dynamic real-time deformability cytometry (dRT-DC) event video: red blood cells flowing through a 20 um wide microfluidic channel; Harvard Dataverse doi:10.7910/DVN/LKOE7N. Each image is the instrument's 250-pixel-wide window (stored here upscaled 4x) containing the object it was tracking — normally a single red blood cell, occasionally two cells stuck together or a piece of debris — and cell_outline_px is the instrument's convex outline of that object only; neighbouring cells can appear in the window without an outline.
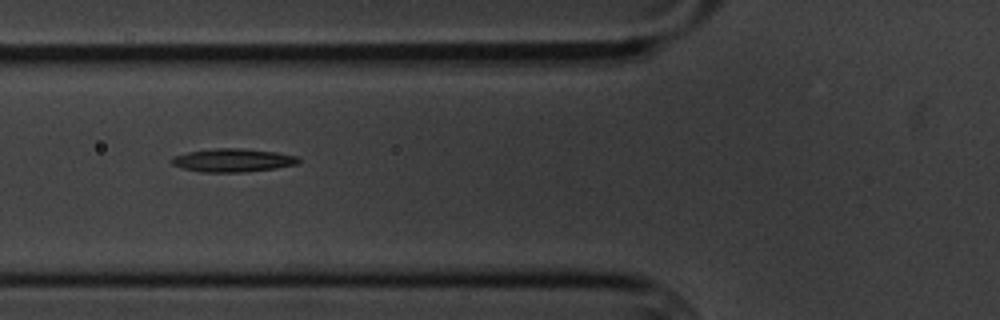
{"species": "common noctule bat (a hibernating species)", "species_latin": "Nyctalus noctula", "temperature_condition": "cold", "stored_images_in_passage": 10, "camera_frame_rate_fps": 3000, "um_per_image_px": 0.085, "animal": {"sex": "male", "body_mass_g": 20.1, "forearm_length_mm": 53.5}, "frame": {"image": 1, "passage_image": 5, "time_ms": 5.667, "image_size_px": [1000, 320], "cell_outline_px": [[300, 160], [296, 164], [276, 168], [244, 172], [200, 172], [184, 168], [172, 164], [168, 160], [172, 156], [188, 152], [216, 148], [240, 148], [276, 152], [296, 156]], "centroid_in_image_um": [19.74, 13.62], "position_along_channel_um": 106.1, "area_um2": 17.17}}
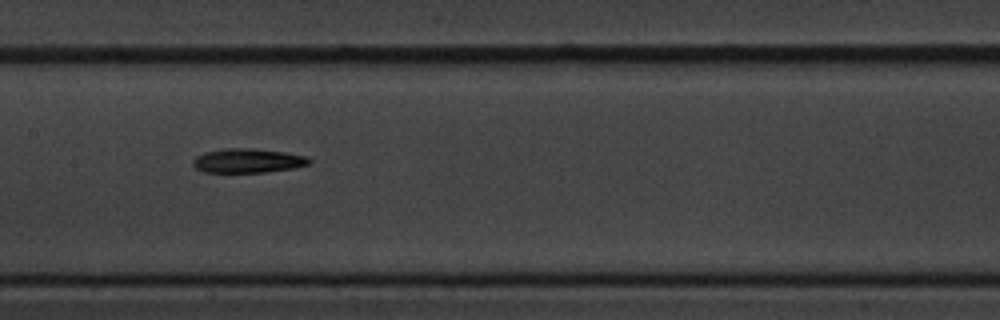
{"frame": {"image": 2, "passage_image": 7, "time_ms": 8.0, "image_size_px": [1000, 320], "cell_outline_px": [[312, 160], [308, 164], [292, 168], [264, 172], [204, 172], [196, 168], [192, 164], [192, 160], [196, 156], [204, 152], [224, 148], [252, 148], [284, 152], [308, 156]], "centroid_in_image_um": [21.04, 13.65], "position_along_channel_um": 186.4, "area_um2": 16.42}}
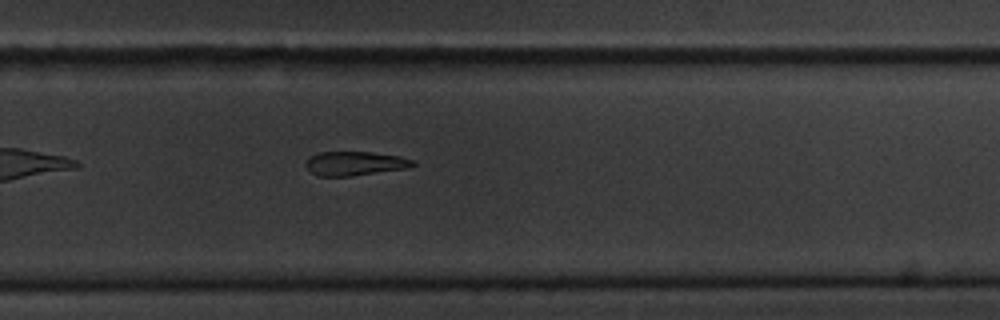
{"frame": {"image": 3, "passage_image": 10, "time_ms": 11.333, "image_size_px": [1000, 320], "cell_outline_px": [[416, 164], [408, 168], [352, 176], [320, 176], [312, 172], [304, 164], [308, 156], [320, 152], [372, 152], [400, 156], [412, 160]], "centroid_in_image_um": [30.15, 13.89], "position_along_channel_um": 299.6, "area_um2": 15.03}}